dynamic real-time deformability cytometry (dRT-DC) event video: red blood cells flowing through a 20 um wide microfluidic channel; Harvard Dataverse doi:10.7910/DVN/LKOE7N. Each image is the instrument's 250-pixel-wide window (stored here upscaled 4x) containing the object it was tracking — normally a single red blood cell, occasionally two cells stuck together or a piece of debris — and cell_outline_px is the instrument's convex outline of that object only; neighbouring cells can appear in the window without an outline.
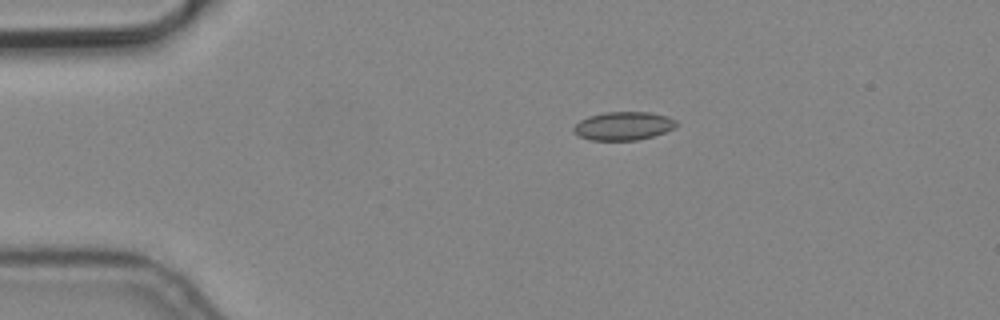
{"species": "common noctule bat (a hibernating species)", "species_latin": "Nyctalus noctula", "temperature_condition": "cold", "stored_images_in_passage": 3, "camera_frame_rate_fps": 3000, "um_per_image_px": 0.085, "animal": {"sex": "male", "body_mass_g": 19.2, "forearm_length_mm": 51.8}, "frame": {"image": 1, "passage_image": 1, "time_ms": 0.0, "image_size_px": [1000, 320], "cell_outline_px": [[676, 128], [652, 136], [636, 140], [588, 140], [572, 132], [572, 128], [580, 120], [588, 116], [604, 112], [648, 112], [668, 116], [676, 120]], "centroid_in_image_um": [52.97, 10.7], "position_along_channel_um": 32.0, "area_um2": 17.05}}
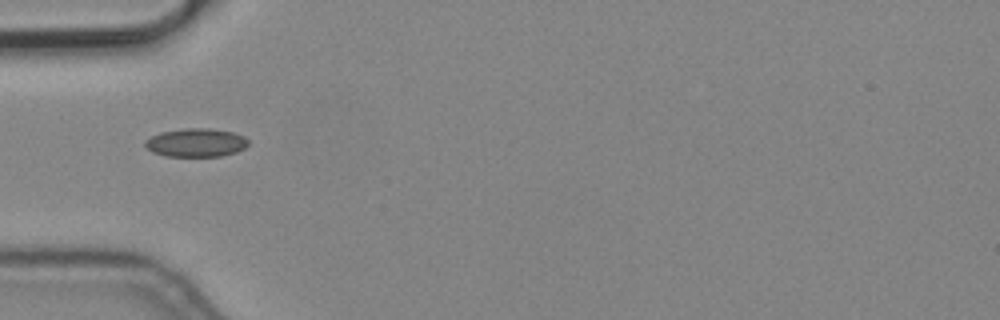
{"frame": {"image": 2, "passage_image": 3, "time_ms": 0.667, "image_size_px": [1000, 320], "cell_outline_px": [[248, 144], [244, 148], [236, 152], [220, 156], [164, 156], [152, 152], [144, 148], [144, 140], [160, 132], [184, 128], [208, 128], [232, 132], [244, 136], [248, 140]], "centroid_in_image_um": [16.62, 12.12], "position_along_channel_um": 68.4, "area_um2": 17.22}}